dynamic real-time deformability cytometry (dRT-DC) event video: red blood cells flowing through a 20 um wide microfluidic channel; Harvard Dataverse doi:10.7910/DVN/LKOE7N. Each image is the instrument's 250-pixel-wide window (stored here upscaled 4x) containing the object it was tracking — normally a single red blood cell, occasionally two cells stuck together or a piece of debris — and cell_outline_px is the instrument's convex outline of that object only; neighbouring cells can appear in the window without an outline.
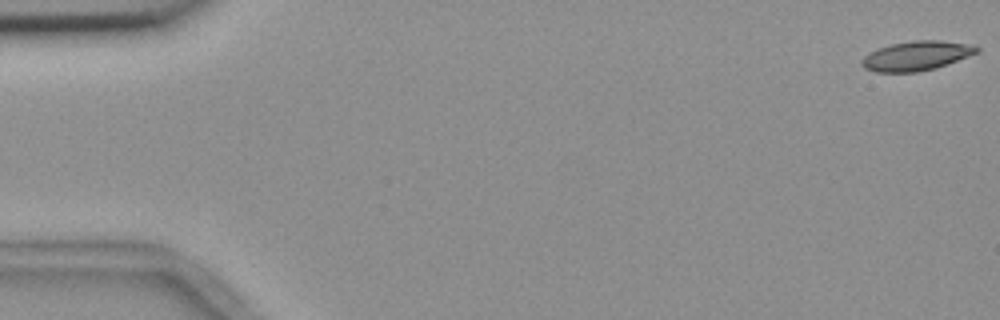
{"species": "common noctule bat (a hibernating species)", "species_latin": "Nyctalus noctula", "temperature_condition": "room temperature", "stored_images_in_passage": 56, "camera_frame_rate_fps": 3000, "um_per_image_px": 0.085, "animal": {"sex": "female", "body_mass_g": 18.4}, "frame": {"image": 1, "passage_image": 1, "time_ms": 0.0, "image_size_px": [1000, 320], "cell_outline_px": [[980, 52], [936, 68], [916, 72], [876, 72], [864, 68], [860, 64], [860, 60], [864, 56], [880, 48], [892, 44], [912, 40], [940, 40], [968, 44], [980, 48]], "centroid_in_image_um": [77.9, 4.75], "position_along_channel_um": 7.1, "area_um2": 19.65}}
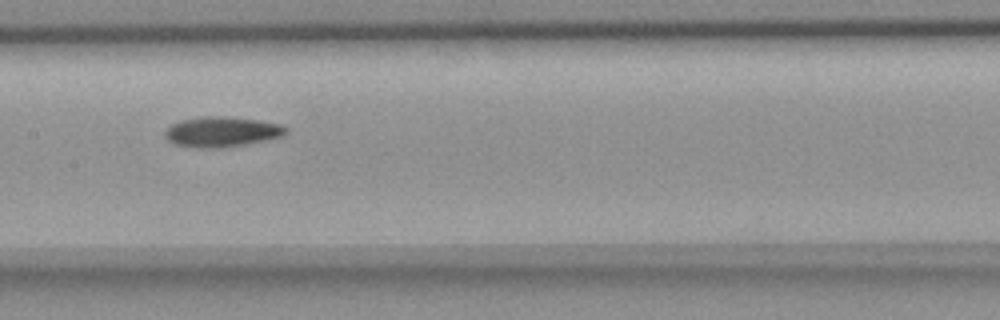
{"frame": {"image": 2, "passage_image": 28, "time_ms": 9.0, "image_size_px": [1000, 320], "cell_outline_px": [[288, 132], [280, 136], [268, 140], [220, 148], [192, 148], [172, 144], [164, 136], [164, 132], [172, 124], [180, 120], [200, 116], [220, 116], [256, 120], [280, 124], [288, 128]], "centroid_in_image_um": [18.8, 11.21], "position_along_channel_um": 188.6, "area_um2": 21.39}}
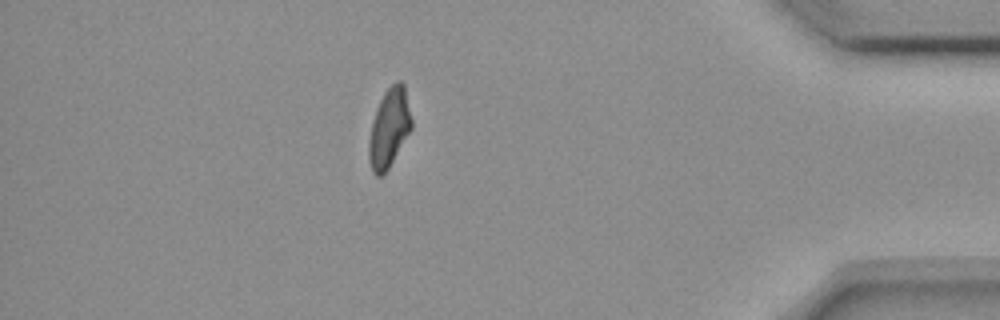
{"frame": {"image": 3, "passage_image": 49, "time_ms": 16.0, "image_size_px": [1000, 320], "cell_outline_px": [[412, 128], [388, 168], [380, 176], [376, 176], [372, 172], [368, 160], [368, 140], [372, 120], [376, 108], [384, 92], [396, 80], [400, 80], [404, 84], [412, 120]], "centroid_in_image_um": [33.06, 10.87], "position_along_channel_um": 402.1, "area_um2": 19.65}, "authors_computed_cell_mechanics": {"area_um2": 20.2878, "velocity_mm_per_s": 3.6562, "shape_relaxation_time_tau1_ms": null, "shape_relaxation_time_tau2_ms": 8.1003, "deformation_change_tau1": null, "deformation_change_tau2": 0.1405}}